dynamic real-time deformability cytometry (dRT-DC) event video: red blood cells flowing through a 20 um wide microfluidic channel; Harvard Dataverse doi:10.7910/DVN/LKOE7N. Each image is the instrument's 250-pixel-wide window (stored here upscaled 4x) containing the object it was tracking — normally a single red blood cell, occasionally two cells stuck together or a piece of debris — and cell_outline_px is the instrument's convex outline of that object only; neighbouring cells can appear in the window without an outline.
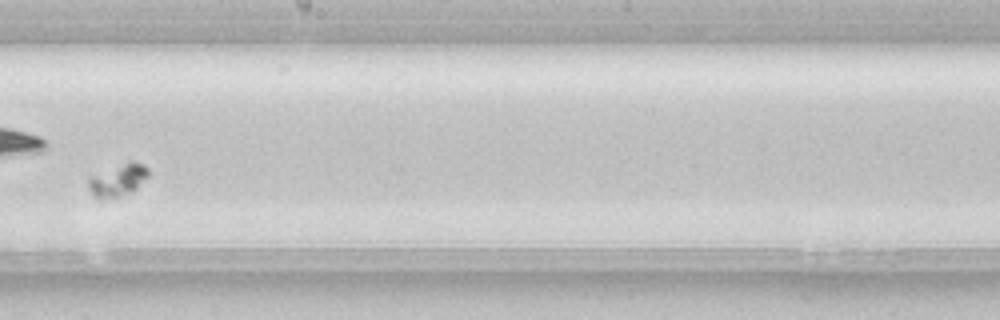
{"species": "common noctule bat (a hibernating species)", "species_latin": "Nyctalus noctula", "temperature_condition": "room temperature", "stored_images_in_passage": 6, "camera_frame_rate_fps": 3000, "um_per_image_px": 0.085, "animal": {"sex": "female", "body_mass_g": 22.7, "forearm_length_mm": 54.2}, "frame": {"image": 1, "passage_image": 6, "time_ms": 1.667, "image_size_px": [1000, 320], "cell_outline_px": [[148, 176], [136, 188], [120, 196], [100, 200], [92, 196], [88, 188], [88, 176], [128, 160], [132, 160], [144, 164], [148, 168]], "centroid_in_image_um": [9.97, 15.28], "position_along_channel_um": 238.2, "area_um2": 11.56}}